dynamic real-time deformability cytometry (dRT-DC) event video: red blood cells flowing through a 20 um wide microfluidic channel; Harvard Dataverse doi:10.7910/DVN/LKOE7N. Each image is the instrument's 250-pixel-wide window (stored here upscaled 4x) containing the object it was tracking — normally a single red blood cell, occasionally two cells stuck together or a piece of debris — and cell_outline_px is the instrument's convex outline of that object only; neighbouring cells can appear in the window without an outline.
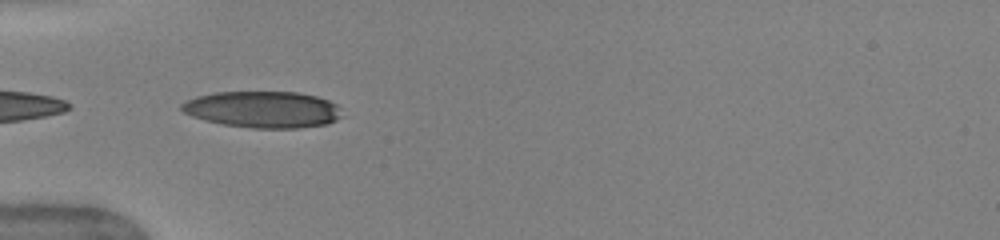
{"species": "human", "species_latin": "Homo sapiens", "temperature_condition": "warm", "stored_images_in_passage": 35, "camera_frame_rate_fps": 3000, "um_per_image_px": 0.085, "donor": {"sex": "female"}, "frame": {"image": 1, "passage_image": 1, "time_ms": 0.0, "image_size_px": [1000, 240], "cell_outline_px": [[344, 116], [328, 124], [300, 128], [252, 128], [224, 124], [204, 120], [192, 116], [184, 112], [180, 108], [180, 104], [196, 96], [216, 92], [296, 92], [316, 96], [328, 100], [336, 104], [340, 108]], "centroid_in_image_um": [22.38, 9.31], "position_along_channel_um": 62.6, "area_um2": 34.28}, "authors_computed_cell_mechanics": {"area_um2": 34.5644, "velocity_mm_per_s": 4.0267, "shape_relaxation_time_tau1_ms": 5.6346, "shape_relaxation_time_tau2_ms": null, "deformation_change_tau1": 0.2317, "deformation_change_tau2": null}}